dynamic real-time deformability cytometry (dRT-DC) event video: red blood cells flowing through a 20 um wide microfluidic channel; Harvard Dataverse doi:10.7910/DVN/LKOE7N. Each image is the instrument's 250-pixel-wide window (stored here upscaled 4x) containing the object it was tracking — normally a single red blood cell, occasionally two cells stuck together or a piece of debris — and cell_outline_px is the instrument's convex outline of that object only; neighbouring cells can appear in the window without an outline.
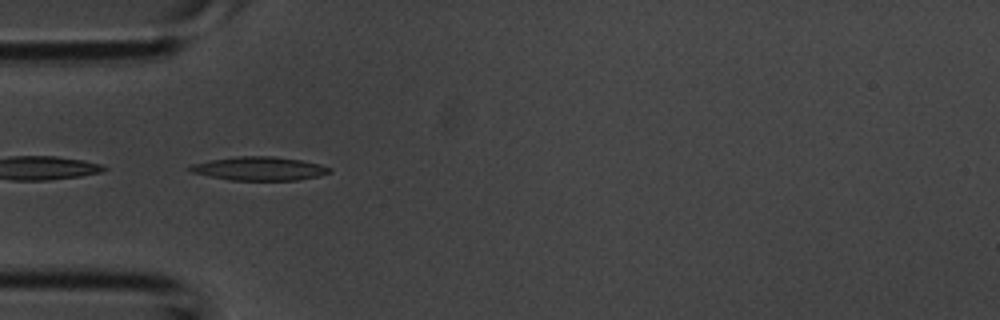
{"species": "common noctule bat (a hibernating species)", "species_latin": "Nyctalus noctula", "temperature_condition": "room temperature", "stored_images_in_passage": 5, "camera_frame_rate_fps": 3000, "um_per_image_px": 0.085, "animal": {"sex": "male", "body_mass_g": 20.1, "forearm_length_mm": 53.5}, "frame": {"image": 1, "passage_image": 4, "time_ms": 1.0, "image_size_px": [1000, 320], "cell_outline_px": [[332, 172], [320, 176], [296, 180], [228, 180], [192, 172], [184, 168], [192, 164], [208, 160], [236, 156], [272, 156], [300, 160], [320, 164], [332, 168]], "centroid_in_image_um": [22.03, 14.33], "position_along_channel_um": 63.0, "area_um2": 19.36}}
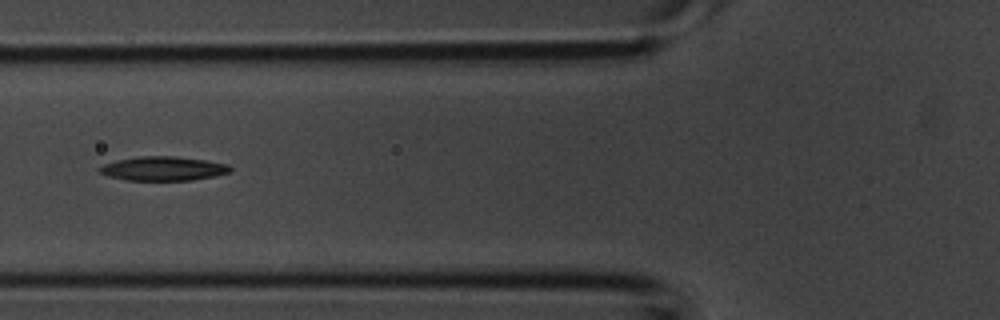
{"frame": {"image": 2, "passage_image": 5, "time_ms": 1.333, "image_size_px": [1000, 320], "cell_outline_px": [[232, 172], [192, 180], [128, 180], [108, 176], [100, 172], [96, 168], [104, 164], [116, 160], [140, 156], [172, 156], [208, 160], [228, 164], [232, 168]], "centroid_in_image_um": [13.88, 14.32], "position_along_channel_um": 111.9, "area_um2": 18.38}}